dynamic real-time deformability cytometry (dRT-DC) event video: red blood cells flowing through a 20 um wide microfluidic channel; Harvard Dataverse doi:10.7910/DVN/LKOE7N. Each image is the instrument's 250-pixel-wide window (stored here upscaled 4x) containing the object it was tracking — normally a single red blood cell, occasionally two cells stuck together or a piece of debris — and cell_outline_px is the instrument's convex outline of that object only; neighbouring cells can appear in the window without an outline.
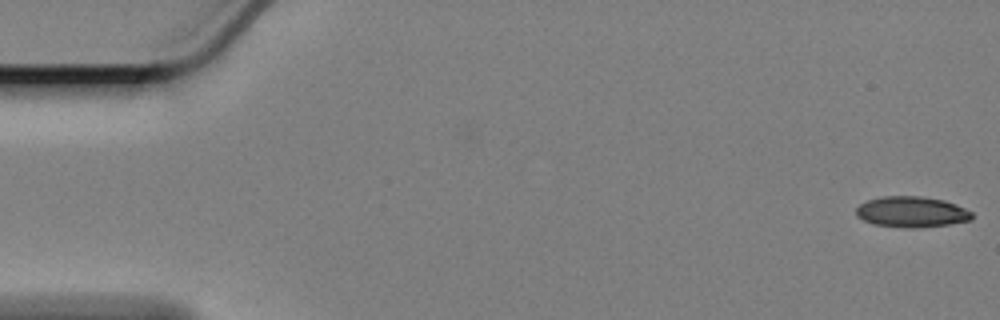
{"species": "Egyptian fruit bat (a non-hibernating species)", "species_latin": "Rousettus aegyptiacus", "temperature_condition": "cold", "stored_images_in_passage": 16, "camera_frame_rate_fps": 3000, "um_per_image_px": 0.085, "animal": {"sex": "female"}, "frame": {"image": 1, "passage_image": 1, "time_ms": 0.0, "image_size_px": [1000, 320], "cell_outline_px": [[972, 220], [948, 224], [920, 228], [904, 228], [872, 224], [856, 216], [856, 208], [860, 204], [868, 200], [884, 196], [920, 196], [944, 200], [956, 204], [972, 212]], "centroid_in_image_um": [77.48, 18.02], "position_along_channel_um": 7.5, "area_um2": 20.87}}
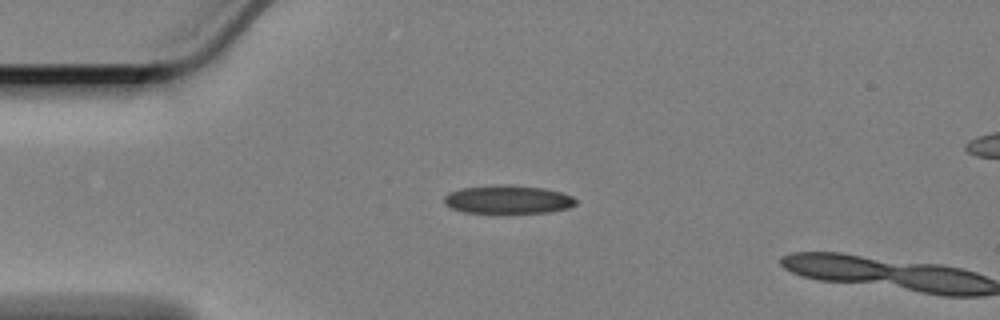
{"frame": {"image": 2, "passage_image": 14, "time_ms": 4.333, "image_size_px": [1000, 320], "cell_outline_px": [[576, 204], [568, 208], [548, 212], [464, 212], [452, 208], [444, 204], [444, 196], [448, 192], [464, 188], [492, 184], [500, 184], [544, 188], [560, 192], [572, 196], [576, 200]], "centroid_in_image_um": [43.15, 16.94], "position_along_channel_um": 41.9, "area_um2": 21.56}}